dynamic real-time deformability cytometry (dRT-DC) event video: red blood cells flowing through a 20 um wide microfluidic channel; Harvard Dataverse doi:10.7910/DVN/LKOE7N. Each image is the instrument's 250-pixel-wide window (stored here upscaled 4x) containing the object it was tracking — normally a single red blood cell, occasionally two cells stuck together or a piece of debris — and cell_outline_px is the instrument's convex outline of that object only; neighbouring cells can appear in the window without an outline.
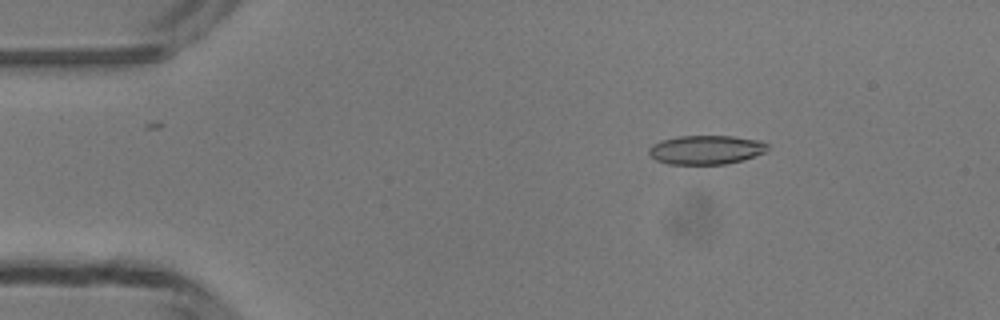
{"species": "common noctule bat (a hibernating species)", "species_latin": "Nyctalus noctula", "temperature_condition": "room temperature", "stored_images_in_passage": 49, "camera_frame_rate_fps": 3000, "um_per_image_px": 0.085, "animal": {"sex": "male", "body_mass_g": 13.3}, "frame": {"image": 1, "passage_image": 8, "time_ms": 2.333, "image_size_px": [1000, 320], "cell_outline_px": [[768, 148], [764, 152], [740, 160], [724, 164], [668, 164], [656, 160], [648, 152], [648, 148], [652, 144], [664, 140], [680, 136], [732, 136], [756, 140], [768, 144]], "centroid_in_image_um": [59.97, 12.73], "position_along_channel_um": 25.0, "area_um2": 19.71}}
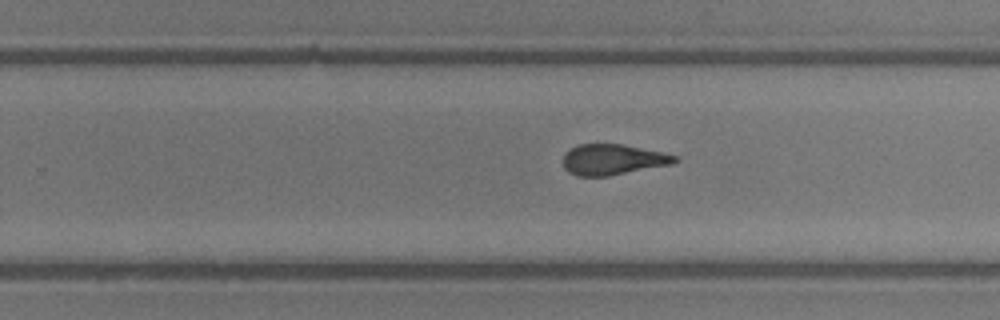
{"frame": {"image": 2, "passage_image": 31, "time_ms": 10.0, "image_size_px": [1000, 320], "cell_outline_px": [[680, 160], [672, 164], [608, 176], [576, 176], [568, 172], [564, 168], [564, 152], [580, 144], [620, 144], [664, 152], [680, 156]], "centroid_in_image_um": [52.12, 13.56], "position_along_channel_um": 277.7, "area_um2": 20.06}}
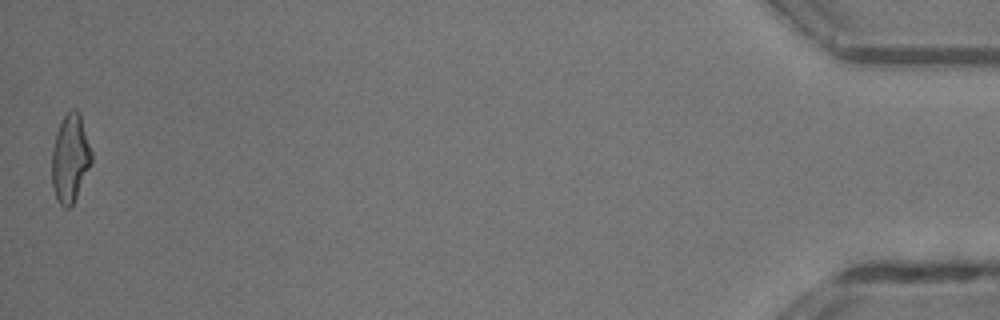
{"frame": {"image": 3, "passage_image": 49, "time_ms": 16.0, "image_size_px": [1000, 320], "cell_outline_px": [[92, 164], [72, 204], [68, 208], [64, 208], [56, 200], [52, 184], [52, 148], [56, 132], [64, 116], [72, 108], [76, 108], [80, 112], [92, 152]], "centroid_in_image_um": [5.97, 13.44], "position_along_channel_um": 429.2, "area_um2": 20.46}, "authors_computed_cell_mechanics": {"area_um2": 20.4612, "velocity_mm_per_s": 4.1976, "shape_relaxation_time_tau1_ms": 8.0047, "shape_relaxation_time_tau2_ms": 2.0045, "deformation_change_tau1": 0.2015, "deformation_change_tau2": 0.1106}}